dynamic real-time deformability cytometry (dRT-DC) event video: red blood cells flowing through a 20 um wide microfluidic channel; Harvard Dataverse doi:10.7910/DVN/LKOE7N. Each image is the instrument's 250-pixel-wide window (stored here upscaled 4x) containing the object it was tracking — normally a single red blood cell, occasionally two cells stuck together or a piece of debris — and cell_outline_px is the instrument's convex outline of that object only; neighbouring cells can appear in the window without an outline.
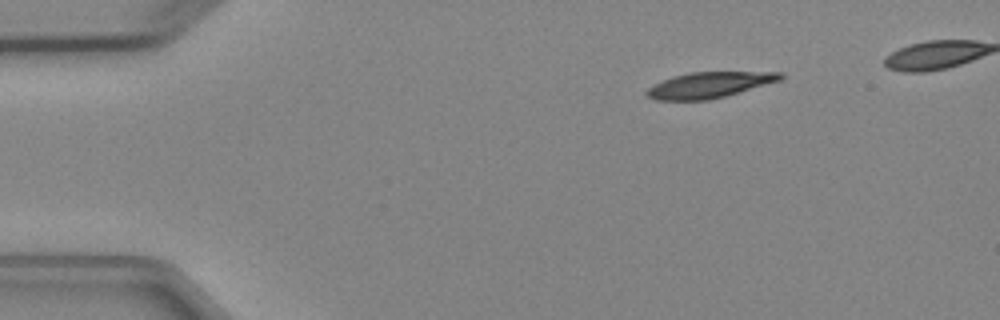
{"species": "Egyptian fruit bat (a non-hibernating species)", "species_latin": "Rousettus aegyptiacus", "temperature_condition": "cold", "stored_images_in_passage": 3, "camera_frame_rate_fps": 3000, "um_per_image_px": 0.085, "animal": {"sex": "female"}, "frame": {"image": 1, "passage_image": 1, "time_ms": 0.0, "image_size_px": [1000, 320], "cell_outline_px": [[784, 76], [780, 80], [724, 96], [708, 100], [656, 100], [648, 96], [644, 92], [648, 88], [672, 76], [688, 72], [784, 72]], "centroid_in_image_um": [60.27, 7.21], "position_along_channel_um": 24.7, "area_um2": 19.83}}